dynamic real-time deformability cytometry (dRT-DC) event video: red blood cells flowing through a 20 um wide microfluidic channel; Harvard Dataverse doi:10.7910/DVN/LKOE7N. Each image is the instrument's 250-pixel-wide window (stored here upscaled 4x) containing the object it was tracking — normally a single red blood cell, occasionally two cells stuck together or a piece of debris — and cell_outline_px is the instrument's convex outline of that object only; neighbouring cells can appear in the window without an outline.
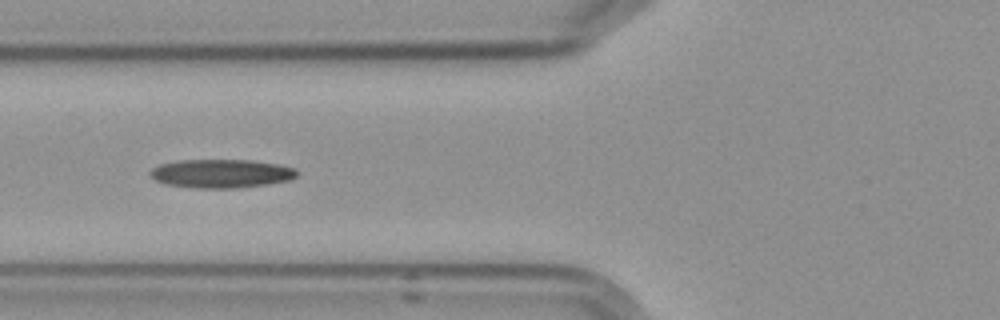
{"species": "Egyptian fruit bat (a non-hibernating species)", "species_latin": "Rousettus aegyptiacus", "temperature_condition": "cold", "stored_images_in_passage": 6, "camera_frame_rate_fps": 3000, "um_per_image_px": 0.085, "frame": {"image": 1, "passage_image": 4, "time_ms": 3.333, "image_size_px": [1000, 320], "cell_outline_px": [[300, 172], [296, 176], [288, 180], [264, 184], [236, 188], [196, 188], [164, 184], [156, 180], [148, 172], [152, 168], [160, 164], [176, 160], [252, 160], [280, 164], [296, 168]], "centroid_in_image_um": [18.8, 14.74], "position_along_channel_um": 107.0, "area_um2": 24.57}}
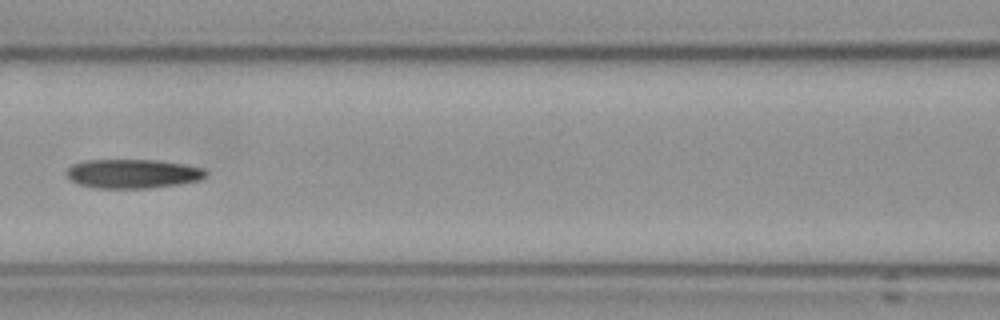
{"frame": {"image": 2, "passage_image": 5, "time_ms": 4.667, "image_size_px": [1000, 320], "cell_outline_px": [[208, 172], [200, 180], [176, 184], [148, 188], [96, 188], [80, 184], [72, 180], [68, 176], [68, 168], [72, 164], [84, 160], [156, 160], [184, 164], [204, 168]], "centroid_in_image_um": [11.3, 14.75], "position_along_channel_um": 155.3, "area_um2": 23.41}}